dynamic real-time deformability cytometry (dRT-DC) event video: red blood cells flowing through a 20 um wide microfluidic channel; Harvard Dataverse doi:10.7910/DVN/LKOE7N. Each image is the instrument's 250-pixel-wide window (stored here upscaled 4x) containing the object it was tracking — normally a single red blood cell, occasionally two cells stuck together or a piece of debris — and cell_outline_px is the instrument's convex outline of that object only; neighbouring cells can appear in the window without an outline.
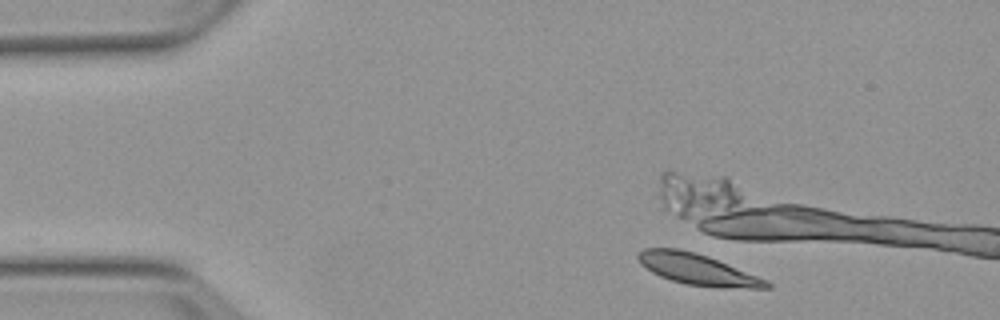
{"species": "Egyptian fruit bat (a non-hibernating species)", "species_latin": "Rousettus aegyptiacus", "temperature_condition": "warm", "stored_images_in_passage": 1, "camera_frame_rate_fps": 3000, "um_per_image_px": 0.085, "animal": {"sex": "female"}, "frame": {"image": 1, "passage_image": 1, "time_ms": 0.0, "image_size_px": [1000, 320], "cell_outline_px": [[772, 288], [720, 288], [684, 284], [660, 276], [652, 272], [640, 264], [636, 260], [636, 252], [644, 248], [680, 248], [696, 252], [708, 256], [768, 280], [772, 284]], "centroid_in_image_um": [59.27, 22.89], "position_along_channel_um": 25.7, "area_um2": 23.58}}